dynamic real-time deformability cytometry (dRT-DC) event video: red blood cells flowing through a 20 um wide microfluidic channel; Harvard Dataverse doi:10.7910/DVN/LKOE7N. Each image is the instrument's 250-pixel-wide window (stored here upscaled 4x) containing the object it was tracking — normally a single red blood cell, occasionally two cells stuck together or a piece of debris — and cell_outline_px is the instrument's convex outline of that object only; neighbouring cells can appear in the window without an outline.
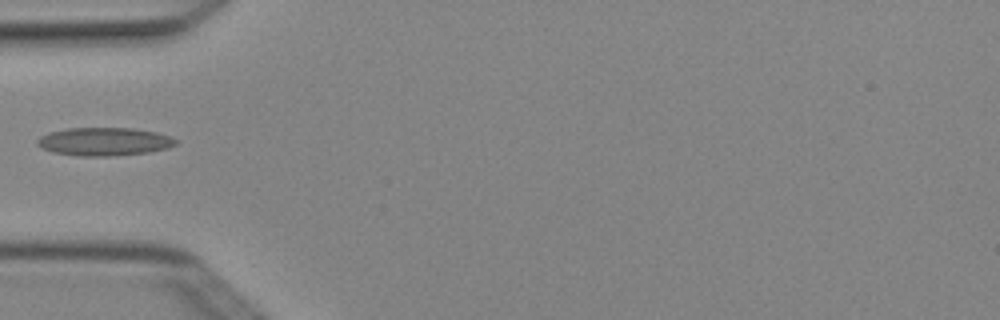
{"species": "Egyptian fruit bat (a non-hibernating species)", "species_latin": "Rousettus aegyptiacus", "temperature_condition": "cold", "stored_images_in_passage": 5, "camera_frame_rate_fps": 3000, "um_per_image_px": 0.085, "animal": {"sex": "female"}, "frame": {"image": 1, "passage_image": 4, "time_ms": 1.0, "image_size_px": [1000, 320], "cell_outline_px": [[180, 140], [176, 144], [168, 148], [148, 152], [112, 156], [76, 156], [52, 152], [40, 148], [36, 144], [36, 140], [40, 136], [48, 132], [68, 128], [132, 128], [156, 132], [172, 136]], "centroid_in_image_um": [8.85, 12.03], "position_along_channel_um": 76.2, "area_um2": 23.06}}
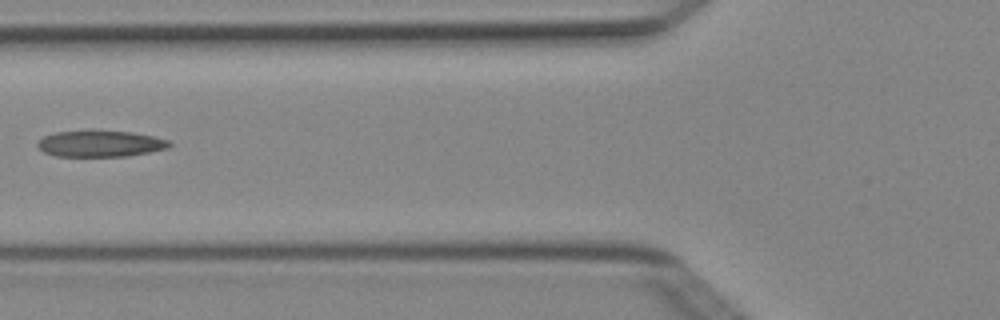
{"frame": {"image": 2, "passage_image": 5, "time_ms": 1.333, "image_size_px": [1000, 320], "cell_outline_px": [[172, 144], [168, 148], [128, 156], [56, 156], [44, 152], [36, 144], [44, 136], [56, 132], [92, 128], [132, 132], [156, 136], [168, 140]], "centroid_in_image_um": [8.53, 12.17], "position_along_channel_um": 117.3, "area_um2": 20.81}}